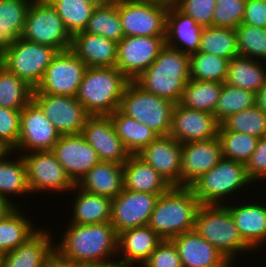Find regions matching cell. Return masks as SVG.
Here are the masks:
<instances>
[{
	"label": "cell",
	"mask_w": 266,
	"mask_h": 267,
	"mask_svg": "<svg viewBox=\"0 0 266 267\" xmlns=\"http://www.w3.org/2000/svg\"><path fill=\"white\" fill-rule=\"evenodd\" d=\"M67 226L60 242L54 244L57 261L76 267L117 264L118 234L110 222L87 225L69 223Z\"/></svg>",
	"instance_id": "6da1fadb"
},
{
	"label": "cell",
	"mask_w": 266,
	"mask_h": 267,
	"mask_svg": "<svg viewBox=\"0 0 266 267\" xmlns=\"http://www.w3.org/2000/svg\"><path fill=\"white\" fill-rule=\"evenodd\" d=\"M190 80V55L165 45L134 82L146 92L179 103Z\"/></svg>",
	"instance_id": "7a4b0ae2"
},
{
	"label": "cell",
	"mask_w": 266,
	"mask_h": 267,
	"mask_svg": "<svg viewBox=\"0 0 266 267\" xmlns=\"http://www.w3.org/2000/svg\"><path fill=\"white\" fill-rule=\"evenodd\" d=\"M200 202L191 187L172 186L160 195L148 226L163 240L194 230Z\"/></svg>",
	"instance_id": "3957f363"
},
{
	"label": "cell",
	"mask_w": 266,
	"mask_h": 267,
	"mask_svg": "<svg viewBox=\"0 0 266 267\" xmlns=\"http://www.w3.org/2000/svg\"><path fill=\"white\" fill-rule=\"evenodd\" d=\"M129 82L116 67H87L75 97L90 115H110L119 109Z\"/></svg>",
	"instance_id": "277c9868"
},
{
	"label": "cell",
	"mask_w": 266,
	"mask_h": 267,
	"mask_svg": "<svg viewBox=\"0 0 266 267\" xmlns=\"http://www.w3.org/2000/svg\"><path fill=\"white\" fill-rule=\"evenodd\" d=\"M194 230L233 264L237 255L253 250L243 241L226 204L201 205Z\"/></svg>",
	"instance_id": "5b68a950"
},
{
	"label": "cell",
	"mask_w": 266,
	"mask_h": 267,
	"mask_svg": "<svg viewBox=\"0 0 266 267\" xmlns=\"http://www.w3.org/2000/svg\"><path fill=\"white\" fill-rule=\"evenodd\" d=\"M253 184L246 164L222 158L211 170L198 178L190 187L201 205H224L238 190ZM246 186V187H245ZM228 197V198H227Z\"/></svg>",
	"instance_id": "8992f818"
},
{
	"label": "cell",
	"mask_w": 266,
	"mask_h": 267,
	"mask_svg": "<svg viewBox=\"0 0 266 267\" xmlns=\"http://www.w3.org/2000/svg\"><path fill=\"white\" fill-rule=\"evenodd\" d=\"M175 105L169 99L146 92L134 81H130L121 98L119 110L159 136H166L170 131Z\"/></svg>",
	"instance_id": "52a82bcc"
},
{
	"label": "cell",
	"mask_w": 266,
	"mask_h": 267,
	"mask_svg": "<svg viewBox=\"0 0 266 267\" xmlns=\"http://www.w3.org/2000/svg\"><path fill=\"white\" fill-rule=\"evenodd\" d=\"M58 52L56 48L20 37L0 55V64L36 89Z\"/></svg>",
	"instance_id": "ba28073f"
},
{
	"label": "cell",
	"mask_w": 266,
	"mask_h": 267,
	"mask_svg": "<svg viewBox=\"0 0 266 267\" xmlns=\"http://www.w3.org/2000/svg\"><path fill=\"white\" fill-rule=\"evenodd\" d=\"M22 38L56 48L59 52L72 46V35L48 0H33L26 15Z\"/></svg>",
	"instance_id": "9c48e42d"
},
{
	"label": "cell",
	"mask_w": 266,
	"mask_h": 267,
	"mask_svg": "<svg viewBox=\"0 0 266 267\" xmlns=\"http://www.w3.org/2000/svg\"><path fill=\"white\" fill-rule=\"evenodd\" d=\"M87 65L71 50L60 51L46 68L33 94L75 97Z\"/></svg>",
	"instance_id": "30bf717a"
},
{
	"label": "cell",
	"mask_w": 266,
	"mask_h": 267,
	"mask_svg": "<svg viewBox=\"0 0 266 267\" xmlns=\"http://www.w3.org/2000/svg\"><path fill=\"white\" fill-rule=\"evenodd\" d=\"M22 156L27 166V181L31 194L48 191L50 194L67 191L70 193L74 188L75 184L51 150L32 151L23 153Z\"/></svg>",
	"instance_id": "8fae6325"
},
{
	"label": "cell",
	"mask_w": 266,
	"mask_h": 267,
	"mask_svg": "<svg viewBox=\"0 0 266 267\" xmlns=\"http://www.w3.org/2000/svg\"><path fill=\"white\" fill-rule=\"evenodd\" d=\"M124 36H165L169 7L138 0L117 3Z\"/></svg>",
	"instance_id": "7c38bea8"
},
{
	"label": "cell",
	"mask_w": 266,
	"mask_h": 267,
	"mask_svg": "<svg viewBox=\"0 0 266 267\" xmlns=\"http://www.w3.org/2000/svg\"><path fill=\"white\" fill-rule=\"evenodd\" d=\"M165 45V36H124L118 42L115 67L130 81H135Z\"/></svg>",
	"instance_id": "4fadbf2b"
},
{
	"label": "cell",
	"mask_w": 266,
	"mask_h": 267,
	"mask_svg": "<svg viewBox=\"0 0 266 267\" xmlns=\"http://www.w3.org/2000/svg\"><path fill=\"white\" fill-rule=\"evenodd\" d=\"M33 101L60 135L79 134L90 114L72 96L33 94Z\"/></svg>",
	"instance_id": "5bb4252c"
},
{
	"label": "cell",
	"mask_w": 266,
	"mask_h": 267,
	"mask_svg": "<svg viewBox=\"0 0 266 267\" xmlns=\"http://www.w3.org/2000/svg\"><path fill=\"white\" fill-rule=\"evenodd\" d=\"M61 135L32 100L21 110L20 135L12 150L20 154L52 150Z\"/></svg>",
	"instance_id": "9a60e30c"
},
{
	"label": "cell",
	"mask_w": 266,
	"mask_h": 267,
	"mask_svg": "<svg viewBox=\"0 0 266 267\" xmlns=\"http://www.w3.org/2000/svg\"><path fill=\"white\" fill-rule=\"evenodd\" d=\"M162 194L123 191L112 199L110 223L116 233L129 228L147 226L158 197Z\"/></svg>",
	"instance_id": "2e32d148"
},
{
	"label": "cell",
	"mask_w": 266,
	"mask_h": 267,
	"mask_svg": "<svg viewBox=\"0 0 266 267\" xmlns=\"http://www.w3.org/2000/svg\"><path fill=\"white\" fill-rule=\"evenodd\" d=\"M81 134L96 150L100 161L123 165L131 155L116 134L109 115H90Z\"/></svg>",
	"instance_id": "e0dca14e"
},
{
	"label": "cell",
	"mask_w": 266,
	"mask_h": 267,
	"mask_svg": "<svg viewBox=\"0 0 266 267\" xmlns=\"http://www.w3.org/2000/svg\"><path fill=\"white\" fill-rule=\"evenodd\" d=\"M220 122L208 111L174 106L169 134L181 144L218 137Z\"/></svg>",
	"instance_id": "ac0fdd59"
},
{
	"label": "cell",
	"mask_w": 266,
	"mask_h": 267,
	"mask_svg": "<svg viewBox=\"0 0 266 267\" xmlns=\"http://www.w3.org/2000/svg\"><path fill=\"white\" fill-rule=\"evenodd\" d=\"M51 151L75 185L100 161L81 133L61 135Z\"/></svg>",
	"instance_id": "d6986e66"
},
{
	"label": "cell",
	"mask_w": 266,
	"mask_h": 267,
	"mask_svg": "<svg viewBox=\"0 0 266 267\" xmlns=\"http://www.w3.org/2000/svg\"><path fill=\"white\" fill-rule=\"evenodd\" d=\"M137 155L172 186H181L182 144L172 136H158Z\"/></svg>",
	"instance_id": "ffe728a7"
},
{
	"label": "cell",
	"mask_w": 266,
	"mask_h": 267,
	"mask_svg": "<svg viewBox=\"0 0 266 267\" xmlns=\"http://www.w3.org/2000/svg\"><path fill=\"white\" fill-rule=\"evenodd\" d=\"M222 158L221 143L218 137L183 143L181 186L190 187L198 178L211 170Z\"/></svg>",
	"instance_id": "44dd1931"
},
{
	"label": "cell",
	"mask_w": 266,
	"mask_h": 267,
	"mask_svg": "<svg viewBox=\"0 0 266 267\" xmlns=\"http://www.w3.org/2000/svg\"><path fill=\"white\" fill-rule=\"evenodd\" d=\"M52 231L39 229L24 244L0 257V267H49L55 260Z\"/></svg>",
	"instance_id": "7402d4cb"
},
{
	"label": "cell",
	"mask_w": 266,
	"mask_h": 267,
	"mask_svg": "<svg viewBox=\"0 0 266 267\" xmlns=\"http://www.w3.org/2000/svg\"><path fill=\"white\" fill-rule=\"evenodd\" d=\"M177 247L182 267H232V263L218 249L195 230L171 239Z\"/></svg>",
	"instance_id": "603a6c76"
},
{
	"label": "cell",
	"mask_w": 266,
	"mask_h": 267,
	"mask_svg": "<svg viewBox=\"0 0 266 267\" xmlns=\"http://www.w3.org/2000/svg\"><path fill=\"white\" fill-rule=\"evenodd\" d=\"M227 204L231 216L238 228L239 234L243 241L255 251H259L262 246H266V204L256 202H248L243 204L237 203L234 206ZM260 247V248H259ZM256 249V250H255ZM258 249V250H257Z\"/></svg>",
	"instance_id": "cb8c5ba5"
},
{
	"label": "cell",
	"mask_w": 266,
	"mask_h": 267,
	"mask_svg": "<svg viewBox=\"0 0 266 267\" xmlns=\"http://www.w3.org/2000/svg\"><path fill=\"white\" fill-rule=\"evenodd\" d=\"M162 240L148 225L118 233V256L123 257H118L117 264L142 266Z\"/></svg>",
	"instance_id": "d4e9b609"
},
{
	"label": "cell",
	"mask_w": 266,
	"mask_h": 267,
	"mask_svg": "<svg viewBox=\"0 0 266 267\" xmlns=\"http://www.w3.org/2000/svg\"><path fill=\"white\" fill-rule=\"evenodd\" d=\"M71 50L87 67H115L118 43L101 35L77 32L72 36Z\"/></svg>",
	"instance_id": "484cf974"
},
{
	"label": "cell",
	"mask_w": 266,
	"mask_h": 267,
	"mask_svg": "<svg viewBox=\"0 0 266 267\" xmlns=\"http://www.w3.org/2000/svg\"><path fill=\"white\" fill-rule=\"evenodd\" d=\"M203 27L171 6L167 12L165 44L185 54L198 52Z\"/></svg>",
	"instance_id": "4316f807"
},
{
	"label": "cell",
	"mask_w": 266,
	"mask_h": 267,
	"mask_svg": "<svg viewBox=\"0 0 266 267\" xmlns=\"http://www.w3.org/2000/svg\"><path fill=\"white\" fill-rule=\"evenodd\" d=\"M123 183L125 190L149 194H163L172 187L165 178L137 154H131L123 164Z\"/></svg>",
	"instance_id": "83f0119b"
},
{
	"label": "cell",
	"mask_w": 266,
	"mask_h": 267,
	"mask_svg": "<svg viewBox=\"0 0 266 267\" xmlns=\"http://www.w3.org/2000/svg\"><path fill=\"white\" fill-rule=\"evenodd\" d=\"M76 186L88 193L113 199L124 189L123 165L99 161Z\"/></svg>",
	"instance_id": "f1b7e54d"
},
{
	"label": "cell",
	"mask_w": 266,
	"mask_h": 267,
	"mask_svg": "<svg viewBox=\"0 0 266 267\" xmlns=\"http://www.w3.org/2000/svg\"><path fill=\"white\" fill-rule=\"evenodd\" d=\"M75 193L72 200L70 223L80 225L106 223L110 221L112 199L102 195L88 193L76 185L71 190ZM78 192V193H76Z\"/></svg>",
	"instance_id": "f546056e"
},
{
	"label": "cell",
	"mask_w": 266,
	"mask_h": 267,
	"mask_svg": "<svg viewBox=\"0 0 266 267\" xmlns=\"http://www.w3.org/2000/svg\"><path fill=\"white\" fill-rule=\"evenodd\" d=\"M32 2L33 0H0V55L22 37Z\"/></svg>",
	"instance_id": "4dcf8cb0"
},
{
	"label": "cell",
	"mask_w": 266,
	"mask_h": 267,
	"mask_svg": "<svg viewBox=\"0 0 266 267\" xmlns=\"http://www.w3.org/2000/svg\"><path fill=\"white\" fill-rule=\"evenodd\" d=\"M265 66L266 64L260 60L244 56L234 57L229 60L225 83L257 93L266 82Z\"/></svg>",
	"instance_id": "1f68e13d"
},
{
	"label": "cell",
	"mask_w": 266,
	"mask_h": 267,
	"mask_svg": "<svg viewBox=\"0 0 266 267\" xmlns=\"http://www.w3.org/2000/svg\"><path fill=\"white\" fill-rule=\"evenodd\" d=\"M10 154L13 156L14 153L8 150L0 158V196L9 200L13 196L25 197V194L31 193L27 181V166L22 154L13 160H10Z\"/></svg>",
	"instance_id": "d6a6232c"
},
{
	"label": "cell",
	"mask_w": 266,
	"mask_h": 267,
	"mask_svg": "<svg viewBox=\"0 0 266 267\" xmlns=\"http://www.w3.org/2000/svg\"><path fill=\"white\" fill-rule=\"evenodd\" d=\"M109 116L116 134L130 154L139 153L159 136L144 124L123 114L119 109Z\"/></svg>",
	"instance_id": "836d02e7"
},
{
	"label": "cell",
	"mask_w": 266,
	"mask_h": 267,
	"mask_svg": "<svg viewBox=\"0 0 266 267\" xmlns=\"http://www.w3.org/2000/svg\"><path fill=\"white\" fill-rule=\"evenodd\" d=\"M17 207L0 221V257L16 249L31 238L39 228Z\"/></svg>",
	"instance_id": "e575fe53"
},
{
	"label": "cell",
	"mask_w": 266,
	"mask_h": 267,
	"mask_svg": "<svg viewBox=\"0 0 266 267\" xmlns=\"http://www.w3.org/2000/svg\"><path fill=\"white\" fill-rule=\"evenodd\" d=\"M223 83L190 79L182 92L179 104L198 111L215 112Z\"/></svg>",
	"instance_id": "d590c367"
},
{
	"label": "cell",
	"mask_w": 266,
	"mask_h": 267,
	"mask_svg": "<svg viewBox=\"0 0 266 267\" xmlns=\"http://www.w3.org/2000/svg\"><path fill=\"white\" fill-rule=\"evenodd\" d=\"M34 88L0 64V107L22 110L33 100Z\"/></svg>",
	"instance_id": "8d00e7d4"
},
{
	"label": "cell",
	"mask_w": 266,
	"mask_h": 267,
	"mask_svg": "<svg viewBox=\"0 0 266 267\" xmlns=\"http://www.w3.org/2000/svg\"><path fill=\"white\" fill-rule=\"evenodd\" d=\"M198 52L229 60L239 56L236 29L213 26L203 28Z\"/></svg>",
	"instance_id": "74e56055"
},
{
	"label": "cell",
	"mask_w": 266,
	"mask_h": 267,
	"mask_svg": "<svg viewBox=\"0 0 266 267\" xmlns=\"http://www.w3.org/2000/svg\"><path fill=\"white\" fill-rule=\"evenodd\" d=\"M73 36L84 31L96 5L89 0H48Z\"/></svg>",
	"instance_id": "f35d334b"
},
{
	"label": "cell",
	"mask_w": 266,
	"mask_h": 267,
	"mask_svg": "<svg viewBox=\"0 0 266 267\" xmlns=\"http://www.w3.org/2000/svg\"><path fill=\"white\" fill-rule=\"evenodd\" d=\"M229 59L203 52L190 55V79L224 83L228 75Z\"/></svg>",
	"instance_id": "ab89813d"
},
{
	"label": "cell",
	"mask_w": 266,
	"mask_h": 267,
	"mask_svg": "<svg viewBox=\"0 0 266 267\" xmlns=\"http://www.w3.org/2000/svg\"><path fill=\"white\" fill-rule=\"evenodd\" d=\"M84 32L101 35L118 43L123 37L117 4L96 6Z\"/></svg>",
	"instance_id": "60d3db41"
},
{
	"label": "cell",
	"mask_w": 266,
	"mask_h": 267,
	"mask_svg": "<svg viewBox=\"0 0 266 267\" xmlns=\"http://www.w3.org/2000/svg\"><path fill=\"white\" fill-rule=\"evenodd\" d=\"M219 131H233L258 138L266 136V114L257 106L228 116L220 123Z\"/></svg>",
	"instance_id": "b9f144b4"
},
{
	"label": "cell",
	"mask_w": 266,
	"mask_h": 267,
	"mask_svg": "<svg viewBox=\"0 0 266 267\" xmlns=\"http://www.w3.org/2000/svg\"><path fill=\"white\" fill-rule=\"evenodd\" d=\"M256 101L255 92L233 87L224 82L213 114L221 123L228 116L255 106Z\"/></svg>",
	"instance_id": "7bdbcfd3"
},
{
	"label": "cell",
	"mask_w": 266,
	"mask_h": 267,
	"mask_svg": "<svg viewBox=\"0 0 266 267\" xmlns=\"http://www.w3.org/2000/svg\"><path fill=\"white\" fill-rule=\"evenodd\" d=\"M223 158L246 164L258 142V137L233 131H219Z\"/></svg>",
	"instance_id": "ee69618b"
},
{
	"label": "cell",
	"mask_w": 266,
	"mask_h": 267,
	"mask_svg": "<svg viewBox=\"0 0 266 267\" xmlns=\"http://www.w3.org/2000/svg\"><path fill=\"white\" fill-rule=\"evenodd\" d=\"M236 35L239 56L266 63V29L241 23Z\"/></svg>",
	"instance_id": "f6af8a7d"
},
{
	"label": "cell",
	"mask_w": 266,
	"mask_h": 267,
	"mask_svg": "<svg viewBox=\"0 0 266 267\" xmlns=\"http://www.w3.org/2000/svg\"><path fill=\"white\" fill-rule=\"evenodd\" d=\"M246 1H221L214 9L213 27L236 29L243 21Z\"/></svg>",
	"instance_id": "bcb514c9"
},
{
	"label": "cell",
	"mask_w": 266,
	"mask_h": 267,
	"mask_svg": "<svg viewBox=\"0 0 266 267\" xmlns=\"http://www.w3.org/2000/svg\"><path fill=\"white\" fill-rule=\"evenodd\" d=\"M174 6L203 28L213 26L215 0H177Z\"/></svg>",
	"instance_id": "7dc6e473"
},
{
	"label": "cell",
	"mask_w": 266,
	"mask_h": 267,
	"mask_svg": "<svg viewBox=\"0 0 266 267\" xmlns=\"http://www.w3.org/2000/svg\"><path fill=\"white\" fill-rule=\"evenodd\" d=\"M21 125V110L0 107V143L12 151L18 143Z\"/></svg>",
	"instance_id": "c3c4849f"
},
{
	"label": "cell",
	"mask_w": 266,
	"mask_h": 267,
	"mask_svg": "<svg viewBox=\"0 0 266 267\" xmlns=\"http://www.w3.org/2000/svg\"><path fill=\"white\" fill-rule=\"evenodd\" d=\"M141 267H182L174 242L169 239L162 240Z\"/></svg>",
	"instance_id": "681fc988"
},
{
	"label": "cell",
	"mask_w": 266,
	"mask_h": 267,
	"mask_svg": "<svg viewBox=\"0 0 266 267\" xmlns=\"http://www.w3.org/2000/svg\"><path fill=\"white\" fill-rule=\"evenodd\" d=\"M246 168L248 176L253 182L266 179V136L258 139L256 148L246 163Z\"/></svg>",
	"instance_id": "f907efd6"
},
{
	"label": "cell",
	"mask_w": 266,
	"mask_h": 267,
	"mask_svg": "<svg viewBox=\"0 0 266 267\" xmlns=\"http://www.w3.org/2000/svg\"><path fill=\"white\" fill-rule=\"evenodd\" d=\"M242 24L266 29V0H247Z\"/></svg>",
	"instance_id": "816d5d0a"
},
{
	"label": "cell",
	"mask_w": 266,
	"mask_h": 267,
	"mask_svg": "<svg viewBox=\"0 0 266 267\" xmlns=\"http://www.w3.org/2000/svg\"><path fill=\"white\" fill-rule=\"evenodd\" d=\"M19 205L15 201L0 196V221L4 220L10 213H12Z\"/></svg>",
	"instance_id": "f5cc1de1"
},
{
	"label": "cell",
	"mask_w": 266,
	"mask_h": 267,
	"mask_svg": "<svg viewBox=\"0 0 266 267\" xmlns=\"http://www.w3.org/2000/svg\"><path fill=\"white\" fill-rule=\"evenodd\" d=\"M256 105L266 114V82L256 93Z\"/></svg>",
	"instance_id": "db71d44e"
},
{
	"label": "cell",
	"mask_w": 266,
	"mask_h": 267,
	"mask_svg": "<svg viewBox=\"0 0 266 267\" xmlns=\"http://www.w3.org/2000/svg\"><path fill=\"white\" fill-rule=\"evenodd\" d=\"M138 1L157 3L167 7H171L175 5L177 0H138Z\"/></svg>",
	"instance_id": "11a10c76"
},
{
	"label": "cell",
	"mask_w": 266,
	"mask_h": 267,
	"mask_svg": "<svg viewBox=\"0 0 266 267\" xmlns=\"http://www.w3.org/2000/svg\"><path fill=\"white\" fill-rule=\"evenodd\" d=\"M91 3L96 6H107L117 4L120 0H89Z\"/></svg>",
	"instance_id": "9f6ffc18"
},
{
	"label": "cell",
	"mask_w": 266,
	"mask_h": 267,
	"mask_svg": "<svg viewBox=\"0 0 266 267\" xmlns=\"http://www.w3.org/2000/svg\"><path fill=\"white\" fill-rule=\"evenodd\" d=\"M49 267H76V266H70V265H66V264H62L59 261H57L56 259L49 265Z\"/></svg>",
	"instance_id": "6f0895ef"
},
{
	"label": "cell",
	"mask_w": 266,
	"mask_h": 267,
	"mask_svg": "<svg viewBox=\"0 0 266 267\" xmlns=\"http://www.w3.org/2000/svg\"><path fill=\"white\" fill-rule=\"evenodd\" d=\"M8 150L0 143V158L7 152Z\"/></svg>",
	"instance_id": "680465c9"
},
{
	"label": "cell",
	"mask_w": 266,
	"mask_h": 267,
	"mask_svg": "<svg viewBox=\"0 0 266 267\" xmlns=\"http://www.w3.org/2000/svg\"><path fill=\"white\" fill-rule=\"evenodd\" d=\"M221 1H235V0H215V5H220Z\"/></svg>",
	"instance_id": "91938a15"
},
{
	"label": "cell",
	"mask_w": 266,
	"mask_h": 267,
	"mask_svg": "<svg viewBox=\"0 0 266 267\" xmlns=\"http://www.w3.org/2000/svg\"><path fill=\"white\" fill-rule=\"evenodd\" d=\"M111 267H135V266H123V265L115 264V265H112ZM139 267H141V266H139Z\"/></svg>",
	"instance_id": "94428289"
}]
</instances>
